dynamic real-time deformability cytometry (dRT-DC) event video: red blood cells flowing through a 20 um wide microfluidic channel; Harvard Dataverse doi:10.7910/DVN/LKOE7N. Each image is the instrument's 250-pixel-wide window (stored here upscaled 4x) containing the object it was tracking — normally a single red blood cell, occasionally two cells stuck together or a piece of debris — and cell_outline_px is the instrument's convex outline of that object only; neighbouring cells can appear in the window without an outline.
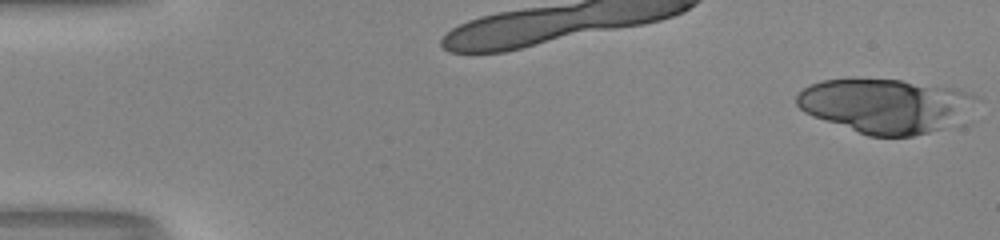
{"species": "human", "species_latin": "Homo sapiens", "temperature_condition": "room temperature", "stored_images_in_passage": 31, "camera_frame_rate_fps": 3000, "um_per_image_px": 0.085, "donor": {"sex": "male"}, "frame": {"image": 1, "passage_image": 1, "time_ms": 0.0, "image_size_px": [1000, 240], "cell_outline_px": [[980, 100], [972, 124], [912, 136], [868, 136], [812, 116], [804, 112], [796, 104], [796, 96], [804, 88], [820, 80], [900, 80], [956, 88], [968, 92], [976, 96]], "centroid_in_image_um": [75.52, 9.04], "position_along_channel_um": 9.5, "area_um2": 58.55}}